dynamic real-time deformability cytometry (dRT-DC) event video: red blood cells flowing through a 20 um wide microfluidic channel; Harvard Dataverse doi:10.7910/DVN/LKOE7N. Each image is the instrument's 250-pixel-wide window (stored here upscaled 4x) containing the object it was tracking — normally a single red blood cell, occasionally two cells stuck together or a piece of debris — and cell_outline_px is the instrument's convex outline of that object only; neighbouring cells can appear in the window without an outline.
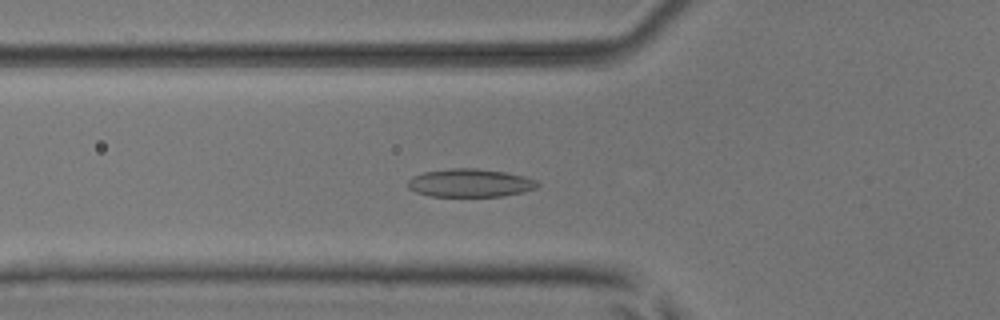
{"species": "common noctule bat (a hibernating species)", "species_latin": "Nyctalus noctula", "temperature_condition": "room temperature", "stored_images_in_passage": 42, "camera_frame_rate_fps": 3000, "um_per_image_px": 0.085, "animal": {"sex": "male", "body_mass_g": 17.9, "forearm_length_mm": 54.2}, "frame": {"image": 1, "passage_image": 12, "time_ms": 3.667, "image_size_px": [1000, 320], "cell_outline_px": [[540, 184], [536, 188], [504, 196], [428, 196], [416, 192], [408, 188], [408, 180], [412, 176], [424, 172], [452, 168], [476, 168], [508, 172], [524, 176], [536, 180]], "centroid_in_image_um": [39.95, 15.54], "position_along_channel_um": 85.9, "area_um2": 21.33}}
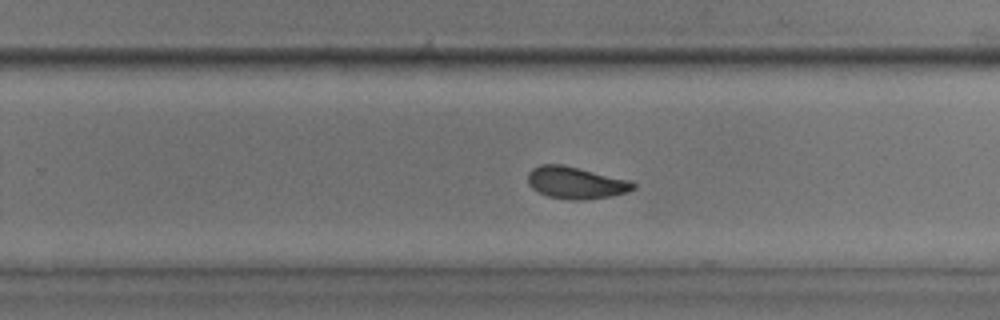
{"frame": {"image": 2, "passage_image": 27, "time_ms": 8.667, "image_size_px": [1000, 320], "cell_outline_px": [[636, 188], [628, 192], [608, 196], [584, 200], [572, 200], [548, 196], [532, 188], [528, 184], [528, 172], [532, 168], [540, 164], [560, 164], [632, 180], [636, 184]], "centroid_in_image_um": [48.96, 15.53], "position_along_channel_um": 280.8, "area_um2": 19.65}}
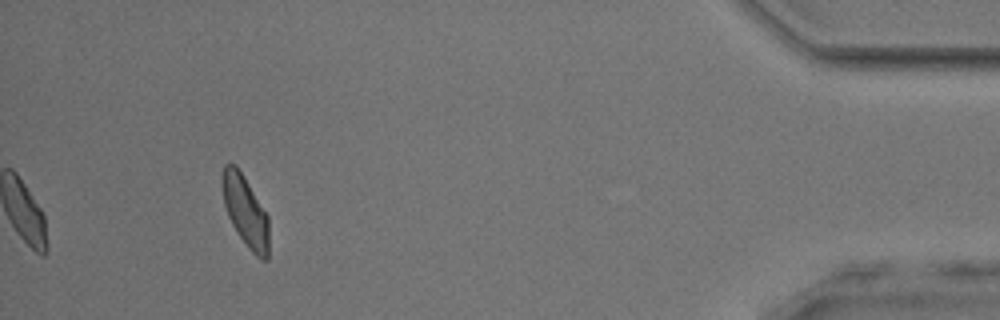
{"frame": {"image": 3, "passage_image": 42, "time_ms": 13.667, "image_size_px": [1000, 320], "cell_outline_px": [[268, 260], [260, 260], [248, 248], [232, 224], [228, 216], [224, 204], [220, 180], [224, 164], [236, 164], [268, 216]], "centroid_in_image_um": [20.84, 17.94], "position_along_channel_um": 414.4, "area_um2": 19.19}, "authors_computed_cell_mechanics": {"area_um2": 19.8832, "velocity_mm_per_s": 3.9099, "shape_relaxation_time_tau1_ms": 5.0335, "shape_relaxation_time_tau2_ms": 1.9788, "deformation_change_tau1": 0.1386, "deformation_change_tau2": 0.0711}}